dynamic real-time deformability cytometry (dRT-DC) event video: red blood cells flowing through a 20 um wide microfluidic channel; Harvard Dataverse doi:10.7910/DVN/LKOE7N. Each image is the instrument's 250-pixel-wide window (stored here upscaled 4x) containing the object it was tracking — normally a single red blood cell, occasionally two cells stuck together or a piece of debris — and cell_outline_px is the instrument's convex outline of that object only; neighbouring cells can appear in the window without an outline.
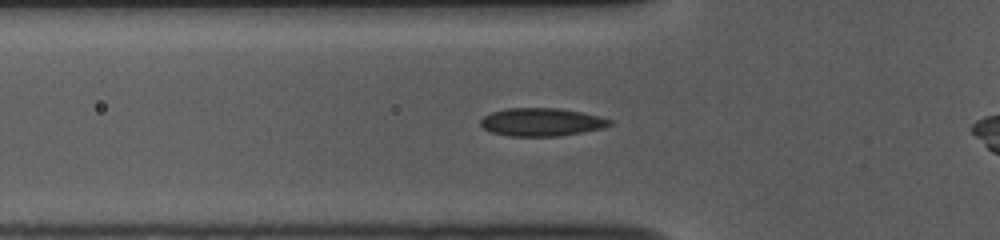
{"species": "common noctule bat (a hibernating species)", "species_latin": "Nyctalus noctula", "temperature_condition": "room temperature", "stored_images_in_passage": 38, "camera_frame_rate_fps": 3000, "um_per_image_px": 0.085, "animal": {"sex": "female", "body_mass_g": 10.0, "forearm_length_mm": 53.1}, "frame": {"image": 1, "passage_image": 12, "time_ms": 3.667, "image_size_px": [1000, 240], "cell_outline_px": [[612, 124], [604, 128], [560, 136], [508, 136], [492, 132], [484, 128], [480, 124], [480, 120], [484, 116], [492, 112], [508, 108], [560, 108], [600, 116], [612, 120]], "centroid_in_image_um": [46.05, 10.38], "position_along_channel_um": 79.8, "area_um2": 21.1}}
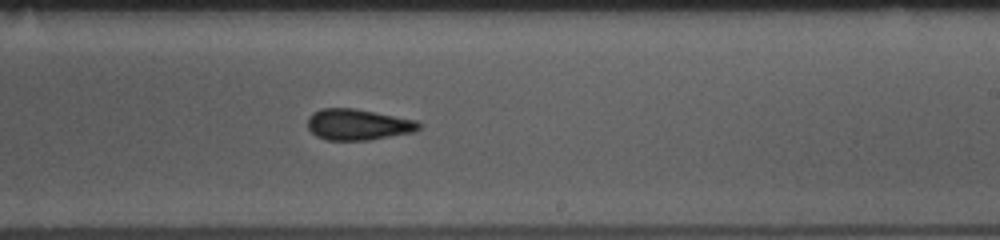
{"frame": {"image": 2, "passage_image": 26, "time_ms": 8.333, "image_size_px": [1000, 240], "cell_outline_px": [[420, 128], [412, 132], [368, 140], [328, 140], [316, 136], [308, 128], [308, 116], [312, 112], [320, 108], [356, 108], [416, 120], [420, 124]], "centroid_in_image_um": [30.39, 10.57], "position_along_channel_um": 258.6, "area_um2": 20.11}}
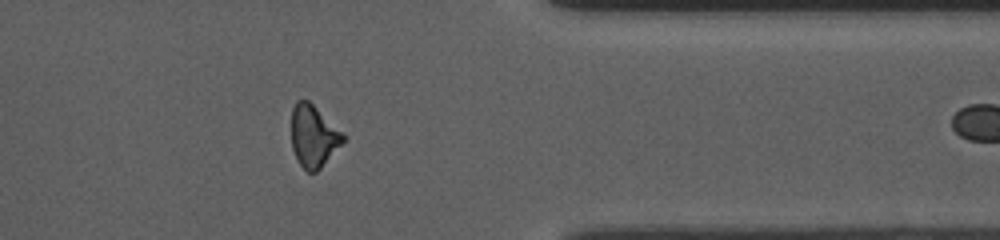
{"frame": {"image": 3, "passage_image": 37, "time_ms": 12.0, "image_size_px": [1000, 240], "cell_outline_px": [[344, 140], [320, 168], [316, 172], [308, 172], [300, 164], [292, 148], [292, 108], [296, 100], [308, 100], [344, 132]], "centroid_in_image_um": [26.64, 11.54], "position_along_channel_um": 384.8, "area_um2": 18.44}}